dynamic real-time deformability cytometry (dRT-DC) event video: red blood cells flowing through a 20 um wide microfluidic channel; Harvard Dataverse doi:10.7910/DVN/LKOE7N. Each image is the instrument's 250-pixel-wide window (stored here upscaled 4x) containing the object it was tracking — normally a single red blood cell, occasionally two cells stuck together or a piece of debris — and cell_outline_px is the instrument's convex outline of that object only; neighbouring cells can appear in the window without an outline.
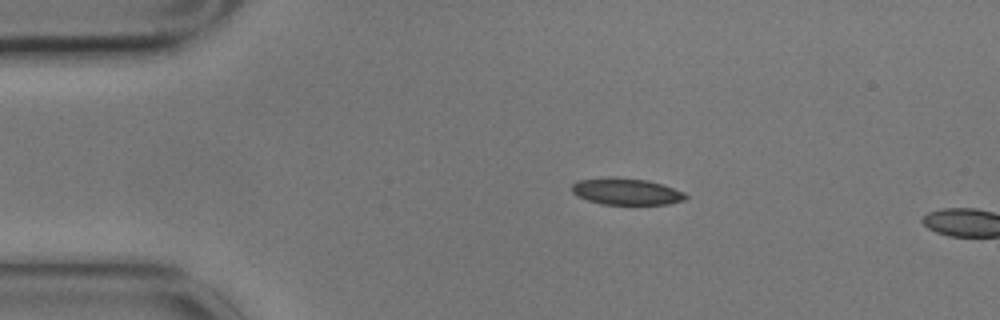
{"species": "common noctule bat (a hibernating species)", "species_latin": "Nyctalus noctula", "temperature_condition": "cold", "stored_images_in_passage": 2, "camera_frame_rate_fps": 3000, "um_per_image_px": 0.085, "animal": {"sex": "male", "body_mass_g": 17.9}, "frame": {"image": 1, "passage_image": 1, "time_ms": 0.0, "image_size_px": [1000, 320], "cell_outline_px": [[688, 196], [684, 200], [668, 204], [600, 204], [576, 196], [572, 192], [572, 184], [576, 180], [608, 176], [612, 176], [648, 180], [684, 192]], "centroid_in_image_um": [53.18, 16.26], "position_along_channel_um": 31.8, "area_um2": 17.8}}